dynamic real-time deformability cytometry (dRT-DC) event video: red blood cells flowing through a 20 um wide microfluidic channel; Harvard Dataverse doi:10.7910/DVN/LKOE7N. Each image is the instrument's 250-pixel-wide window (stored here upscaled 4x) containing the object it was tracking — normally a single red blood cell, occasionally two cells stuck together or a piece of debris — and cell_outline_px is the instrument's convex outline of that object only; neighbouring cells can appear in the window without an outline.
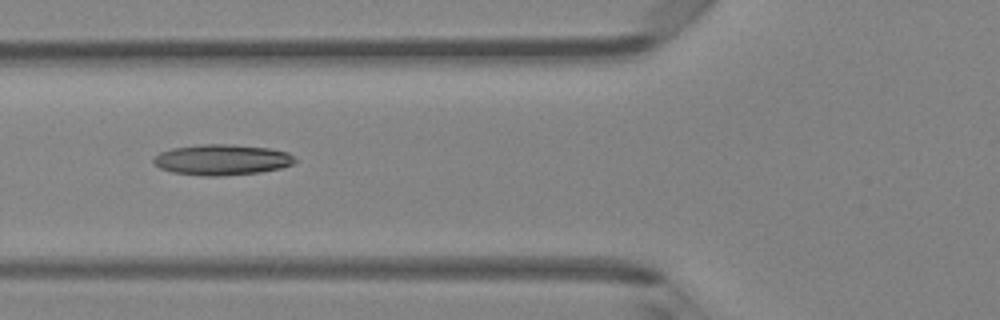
{"species": "Egyptian fruit bat (a non-hibernating species)", "species_latin": "Rousettus aegyptiacus", "temperature_condition": "room temperature", "stored_images_in_passage": 5, "camera_frame_rate_fps": 3000, "um_per_image_px": 0.085, "animal": {"sex": "female"}, "frame": {"image": 1, "passage_image": 5, "time_ms": 1.333, "image_size_px": [1000, 320], "cell_outline_px": [[296, 160], [292, 164], [280, 168], [260, 172], [220, 176], [204, 176], [172, 172], [160, 168], [152, 160], [160, 152], [172, 148], [200, 144], [232, 144], [268, 148], [288, 152]], "centroid_in_image_um": [18.85, 13.57], "position_along_channel_um": 106.9, "area_um2": 25.2}}